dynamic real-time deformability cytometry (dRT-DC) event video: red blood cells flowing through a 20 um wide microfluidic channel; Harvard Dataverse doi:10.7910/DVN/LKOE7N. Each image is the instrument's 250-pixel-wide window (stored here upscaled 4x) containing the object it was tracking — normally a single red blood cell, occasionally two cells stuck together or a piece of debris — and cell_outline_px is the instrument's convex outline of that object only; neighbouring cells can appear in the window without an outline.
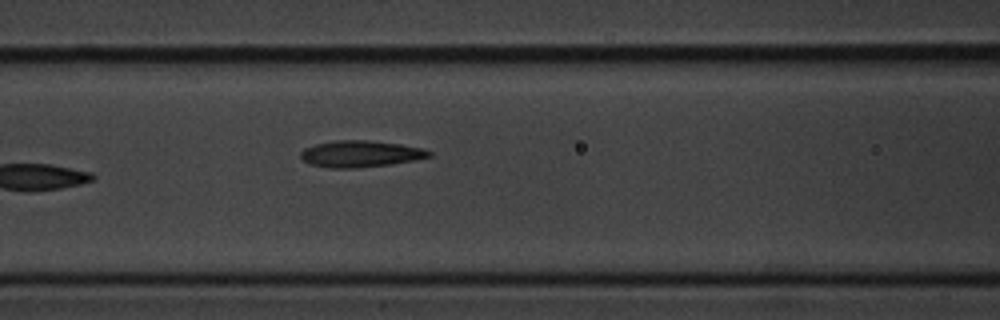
{"species": "common noctule bat (a hibernating species)", "species_latin": "Nyctalus noctula", "temperature_condition": "cold", "stored_images_in_passage": 7, "camera_frame_rate_fps": 3000, "um_per_image_px": 0.085, "animal": {"sex": "male", "body_mass_g": 20.1, "forearm_length_mm": 53.5}, "frame": {"image": 1, "passage_image": 7, "time_ms": 2.0, "image_size_px": [1000, 320], "cell_outline_px": [[432, 156], [416, 160], [392, 164], [356, 168], [332, 168], [312, 164], [304, 160], [300, 156], [300, 152], [304, 148], [316, 144], [336, 140], [368, 140], [400, 144], [424, 148], [432, 152]], "centroid_in_image_um": [30.69, 13.07], "position_along_channel_um": 135.9, "area_um2": 19.88}}